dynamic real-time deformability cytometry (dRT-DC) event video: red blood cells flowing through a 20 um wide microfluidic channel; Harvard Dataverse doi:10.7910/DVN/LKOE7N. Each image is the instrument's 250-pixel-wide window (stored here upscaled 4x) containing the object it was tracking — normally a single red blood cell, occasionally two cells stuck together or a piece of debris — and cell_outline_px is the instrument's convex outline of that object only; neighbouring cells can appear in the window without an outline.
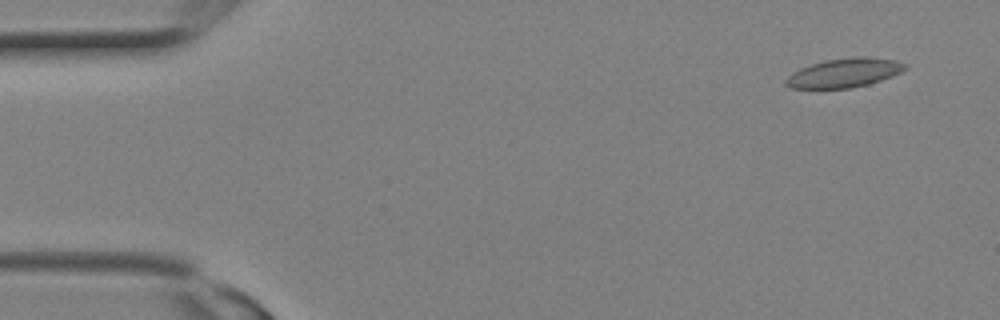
{"species": "Egyptian fruit bat (a non-hibernating species)", "species_latin": "Rousettus aegyptiacus", "temperature_condition": "room temperature", "stored_images_in_passage": 16, "camera_frame_rate_fps": 3000, "um_per_image_px": 0.085, "animal": {"sex": "female"}, "frame": {"image": 1, "passage_image": 2, "time_ms": 0.333, "image_size_px": [1000, 320], "cell_outline_px": [[908, 68], [892, 76], [868, 84], [852, 88], [788, 88], [784, 84], [784, 80], [792, 72], [800, 68], [824, 60], [856, 56], [864, 56], [896, 60], [908, 64]], "centroid_in_image_um": [71.76, 6.19], "position_along_channel_um": 13.2, "area_um2": 20.35}}
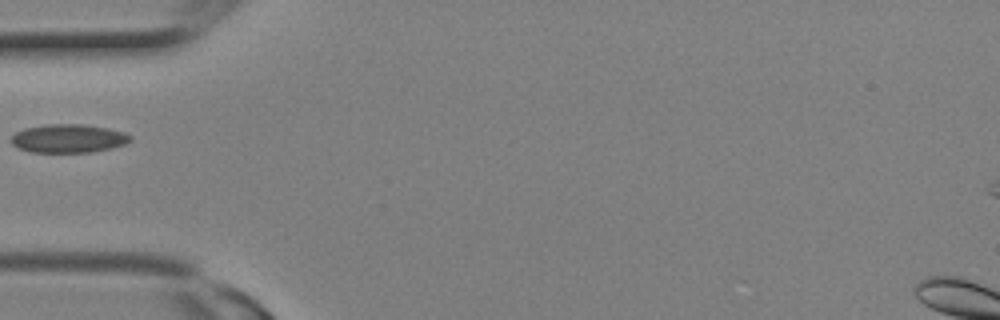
{"frame": {"image": 2, "passage_image": 9, "time_ms": 2.667, "image_size_px": [1000, 320], "cell_outline_px": [[132, 140], [128, 144], [112, 148], [92, 152], [32, 152], [16, 148], [12, 144], [12, 136], [16, 132], [24, 128], [48, 124], [80, 124], [108, 128], [124, 132], [132, 136]], "centroid_in_image_um": [5.85, 11.77], "position_along_channel_um": 79.2, "area_um2": 19.94}}
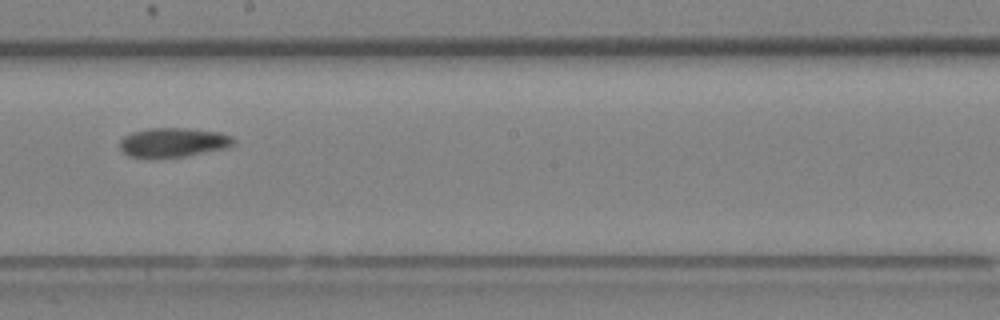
{"frame": {"image": 3, "passage_image": 15, "time_ms": 4.667, "image_size_px": [1000, 320], "cell_outline_px": [[236, 140], [232, 144], [224, 148], [184, 156], [152, 160], [148, 160], [128, 156], [120, 148], [120, 140], [124, 136], [132, 132], [148, 128], [188, 128], [220, 132], [232, 136]], "centroid_in_image_um": [14.66, 12.13], "position_along_channel_um": 233.5, "area_um2": 19.83}}